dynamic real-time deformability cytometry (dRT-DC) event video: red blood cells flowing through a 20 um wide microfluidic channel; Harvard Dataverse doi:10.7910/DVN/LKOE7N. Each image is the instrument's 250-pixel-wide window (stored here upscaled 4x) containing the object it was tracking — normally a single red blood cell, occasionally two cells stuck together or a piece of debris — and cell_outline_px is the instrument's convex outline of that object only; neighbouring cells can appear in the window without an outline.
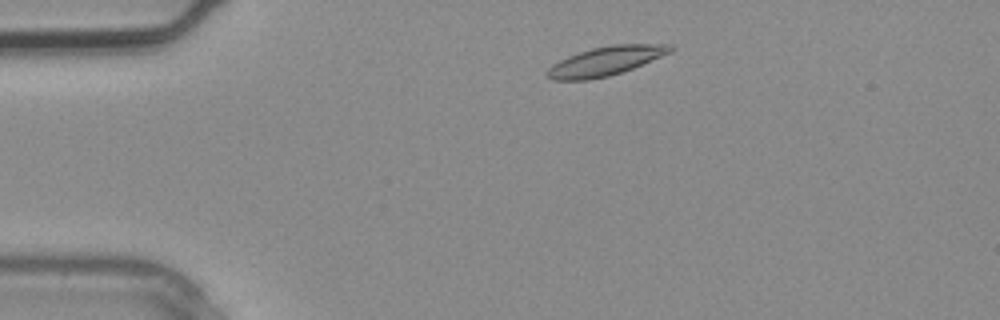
{"species": "common noctule bat (a hibernating species)", "species_latin": "Nyctalus noctula", "temperature_condition": "warm", "stored_images_in_passage": 2, "camera_frame_rate_fps": 3000, "um_per_image_px": 0.085, "animal": {"sex": "male", "body_mass_g": 20.4}, "frame": {"image": 1, "passage_image": 1, "time_ms": 0.0, "image_size_px": [1000, 320], "cell_outline_px": [[676, 48], [672, 52], [632, 68], [608, 76], [588, 80], [552, 80], [548, 76], [548, 68], [552, 64], [568, 56], [592, 48], [612, 44], [672, 44]], "centroid_in_image_um": [51.51, 5.18], "position_along_channel_um": 33.5, "area_um2": 20.69}}